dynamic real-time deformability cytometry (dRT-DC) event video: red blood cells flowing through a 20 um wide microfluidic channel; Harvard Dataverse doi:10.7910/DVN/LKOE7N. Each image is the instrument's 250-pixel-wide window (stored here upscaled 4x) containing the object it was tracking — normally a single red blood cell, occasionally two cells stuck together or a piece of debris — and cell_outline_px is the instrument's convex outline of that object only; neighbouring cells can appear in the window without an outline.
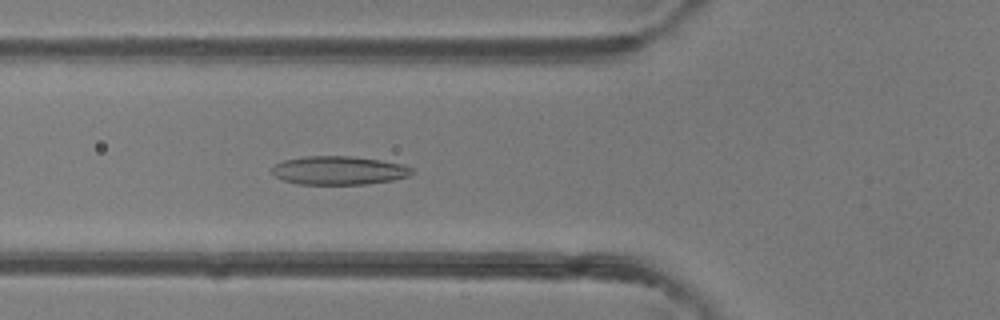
{"species": "common noctule bat (a hibernating species)", "species_latin": "Nyctalus noctula", "temperature_condition": "room temperature", "stored_images_in_passage": 46, "camera_frame_rate_fps": 3000, "um_per_image_px": 0.085, "animal": {"sex": "female"}, "frame": {"image": 1, "passage_image": 16, "time_ms": 5.0, "image_size_px": [1000, 320], "cell_outline_px": [[416, 172], [408, 176], [392, 180], [368, 184], [296, 184], [284, 180], [276, 176], [272, 172], [272, 168], [276, 164], [284, 160], [304, 156], [352, 156], [380, 160], [404, 164], [412, 168]], "centroid_in_image_um": [28.84, 14.48], "position_along_channel_um": 97.0, "area_um2": 23.35}}
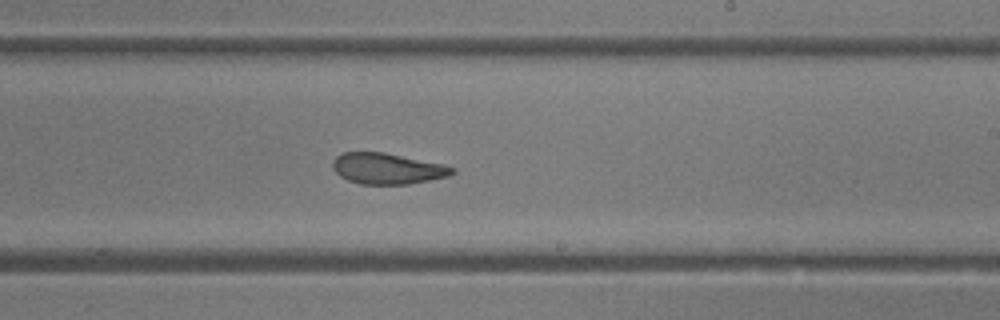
{"frame": {"image": 2, "passage_image": 27, "time_ms": 8.667, "image_size_px": [1000, 320], "cell_outline_px": [[456, 172], [448, 176], [408, 184], [360, 184], [348, 180], [340, 176], [332, 168], [332, 160], [336, 156], [344, 152], [384, 152], [444, 164], [456, 168]], "centroid_in_image_um": [32.92, 14.32], "position_along_channel_um": 256.1, "area_um2": 21.62}}
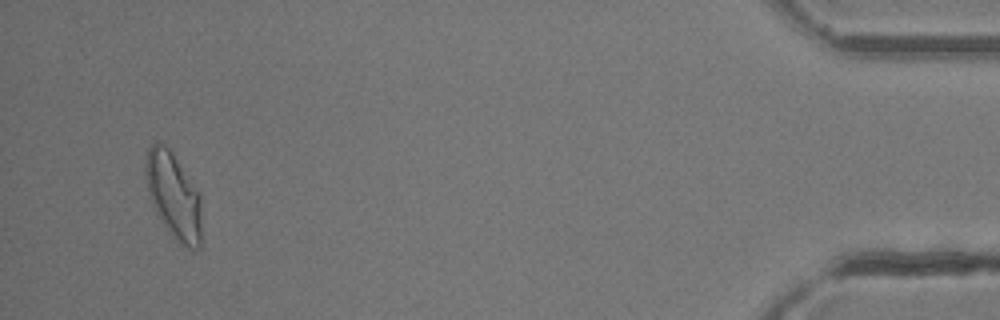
{"frame": {"image": 3, "passage_image": 44, "time_ms": 14.333, "image_size_px": [1000, 320], "cell_outline_px": [[200, 248], [192, 252], [180, 244], [172, 236], [156, 212], [152, 204], [148, 192], [144, 172], [144, 164], [148, 148], [156, 140], [164, 144], [172, 152], [200, 192]], "centroid_in_image_um": [14.74, 16.62], "position_along_channel_um": 420.5, "area_um2": 28.32}, "authors_computed_cell_mechanics": {"area_um2": 23.987, "velocity_mm_per_s": 4.3361, "shape_relaxation_time_tau1_ms": 7.58, "shape_relaxation_time_tau2_ms": 1.6942, "deformation_change_tau1": 0.1925, "deformation_change_tau2": 0.0764}}